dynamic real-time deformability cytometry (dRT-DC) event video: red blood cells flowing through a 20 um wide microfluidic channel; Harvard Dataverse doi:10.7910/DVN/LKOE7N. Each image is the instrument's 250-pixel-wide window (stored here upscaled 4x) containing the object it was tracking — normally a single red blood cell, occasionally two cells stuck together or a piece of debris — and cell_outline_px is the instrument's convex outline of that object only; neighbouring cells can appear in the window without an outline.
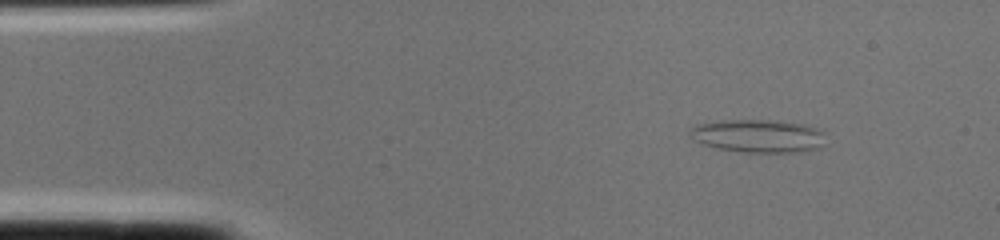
{"species": "common noctule bat (a hibernating species)", "species_latin": "Nyctalus noctula", "temperature_condition": "cold", "stored_images_in_passage": 1, "camera_frame_rate_fps": 3000, "um_per_image_px": 0.085, "animal": {"sex": "female", "body_mass_g": 22.0, "forearm_length_mm": 56.7}, "frame": {"image": 1, "passage_image": 1, "time_ms": 0.0, "image_size_px": [1000, 240], "cell_outline_px": [[824, 132], [820, 148], [800, 152], [740, 152], [716, 148], [692, 140], [688, 136], [688, 132], [696, 124], [720, 120], [768, 120], [804, 124], [816, 128]], "centroid_in_image_um": [64.38, 11.56], "position_along_channel_um": 20.6, "area_um2": 26.24}}